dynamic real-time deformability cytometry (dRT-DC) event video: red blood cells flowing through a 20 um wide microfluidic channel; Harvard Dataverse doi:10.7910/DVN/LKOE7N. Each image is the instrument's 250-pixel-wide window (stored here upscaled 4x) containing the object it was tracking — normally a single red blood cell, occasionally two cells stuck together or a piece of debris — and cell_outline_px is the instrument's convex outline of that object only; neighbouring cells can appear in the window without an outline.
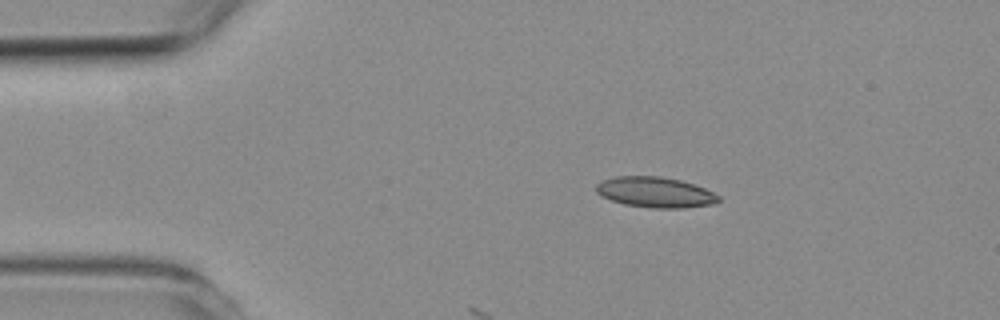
{"species": "common noctule bat (a hibernating species)", "species_latin": "Nyctalus noctula", "temperature_condition": "room temperature", "stored_images_in_passage": 4, "camera_frame_rate_fps": 3000, "um_per_image_px": 0.085, "animal": {"sex": "female", "body_mass_g": 19.3, "forearm_length_mm": 54.1}, "frame": {"image": 1, "passage_image": 2, "time_ms": 1.333, "image_size_px": [1000, 320], "cell_outline_px": [[720, 200], [712, 204], [684, 208], [652, 208], [624, 204], [600, 196], [596, 192], [596, 184], [600, 180], [616, 176], [660, 176], [680, 180], [704, 188], [720, 196]], "centroid_in_image_um": [55.66, 16.34], "position_along_channel_um": 29.3, "area_um2": 21.79}}
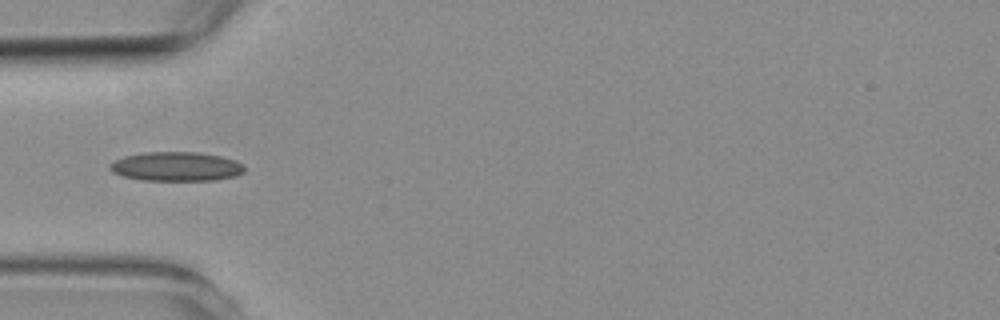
{"frame": {"image": 2, "passage_image": 4, "time_ms": 3.667, "image_size_px": [1000, 320], "cell_outline_px": [[244, 172], [236, 176], [212, 180], [144, 180], [124, 176], [112, 172], [108, 168], [108, 164], [124, 156], [144, 152], [196, 152], [220, 156], [236, 160], [244, 164]], "centroid_in_image_um": [14.98, 14.15], "position_along_channel_um": 70.0, "area_um2": 22.89}}